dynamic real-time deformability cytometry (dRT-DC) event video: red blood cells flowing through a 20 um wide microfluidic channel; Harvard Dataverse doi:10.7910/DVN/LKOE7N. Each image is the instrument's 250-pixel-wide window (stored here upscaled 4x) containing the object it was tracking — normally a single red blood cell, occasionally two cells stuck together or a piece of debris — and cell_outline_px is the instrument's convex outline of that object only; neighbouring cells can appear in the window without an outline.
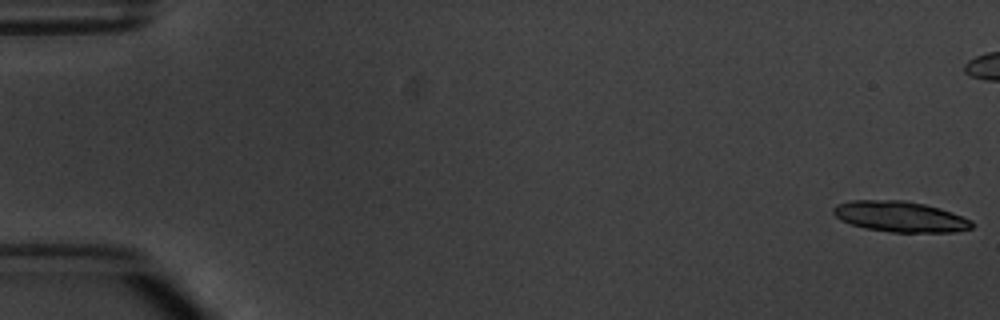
{"species": "common noctule bat (a hibernating species)", "species_latin": "Nyctalus noctula", "temperature_condition": "warm", "stored_images_in_passage": 8, "camera_frame_rate_fps": 3000, "um_per_image_px": 0.085, "animal": {"sex": "male", "body_mass_g": 20.1, "forearm_length_mm": 53.5}, "frame": {"image": 1, "passage_image": 1, "time_ms": 0.0, "image_size_px": [1000, 320], "cell_outline_px": [[976, 224], [972, 228], [956, 232], [892, 232], [864, 228], [840, 220], [832, 212], [832, 208], [836, 204], [852, 200], [904, 200], [924, 204], [940, 208], [952, 212], [972, 220]], "centroid_in_image_um": [76.53, 18.41], "position_along_channel_um": 8.5, "area_um2": 24.97}}
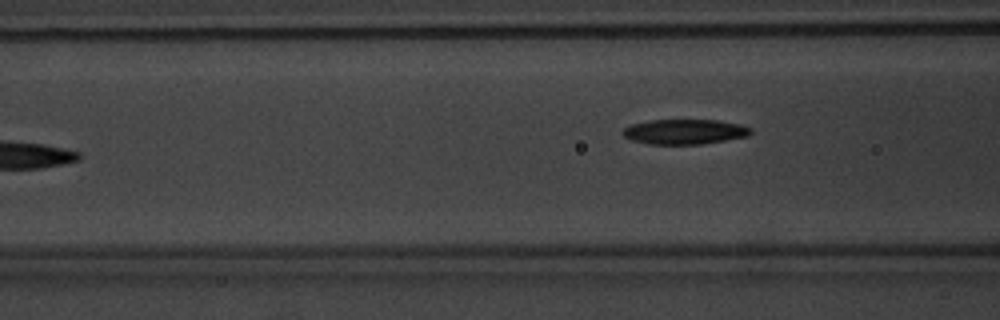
{"frame": {"image": 2, "passage_image": 8, "time_ms": 8.333, "image_size_px": [1000, 320], "cell_outline_px": [[752, 132], [748, 136], [704, 144], [648, 144], [632, 140], [624, 136], [624, 128], [632, 124], [652, 120], [720, 120], [740, 124], [752, 128]], "centroid_in_image_um": [58.25, 11.19], "position_along_channel_um": 108.4, "area_um2": 18.61}}